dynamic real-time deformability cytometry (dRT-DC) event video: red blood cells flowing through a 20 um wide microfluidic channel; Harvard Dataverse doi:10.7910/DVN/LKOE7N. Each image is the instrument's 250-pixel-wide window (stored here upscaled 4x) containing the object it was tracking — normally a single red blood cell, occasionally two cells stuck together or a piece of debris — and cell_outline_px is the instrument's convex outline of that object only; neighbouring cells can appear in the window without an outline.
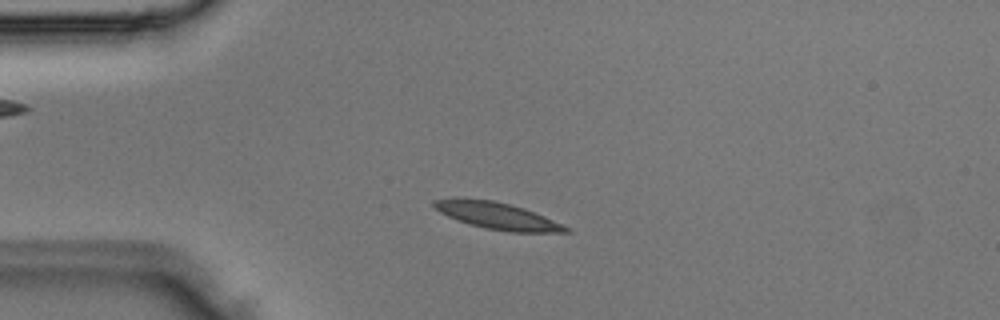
{"species": "Egyptian fruit bat (a non-hibernating species)", "species_latin": "Rousettus aegyptiacus", "temperature_condition": "room temperature", "stored_images_in_passage": 1, "camera_frame_rate_fps": 3000, "um_per_image_px": 0.085, "animal": {"sex": "male"}, "frame": {"image": 1, "passage_image": 1, "time_ms": 0.0, "image_size_px": [1000, 320], "cell_outline_px": [[572, 232], [508, 232], [484, 228], [468, 224], [456, 220], [440, 212], [432, 204], [432, 200], [452, 196], [456, 196], [492, 200], [524, 208], [544, 216], [572, 228]], "centroid_in_image_um": [42.22, 18.32], "position_along_channel_um": 42.8, "area_um2": 21.04}}